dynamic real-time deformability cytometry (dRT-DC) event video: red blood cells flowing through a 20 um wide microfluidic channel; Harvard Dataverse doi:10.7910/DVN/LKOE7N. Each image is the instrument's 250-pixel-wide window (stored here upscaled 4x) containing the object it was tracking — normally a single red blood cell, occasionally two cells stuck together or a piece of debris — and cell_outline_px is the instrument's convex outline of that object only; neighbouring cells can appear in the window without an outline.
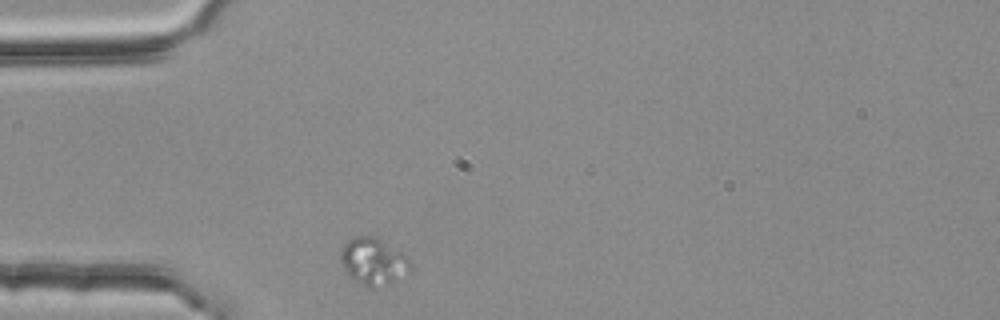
{"species": "common noctule bat (a hibernating species)", "species_latin": "Nyctalus noctula", "temperature_condition": "room temperature", "stored_images_in_passage": 1, "camera_frame_rate_fps": 3000, "um_per_image_px": 0.085, "animal": {"sex": "female", "body_mass_g": 25.1}, "frame": {"image": 1, "passage_image": 1, "time_ms": 0.0, "image_size_px": [1000, 320], "cell_outline_px": [[412, 268], [408, 272], [396, 280], [388, 284], [372, 288], [368, 288], [348, 276], [340, 260], [340, 248], [348, 240], [356, 236], [376, 236], [408, 256], [412, 264]], "centroid_in_image_um": [31.73, 22.21], "position_along_channel_um": 53.3, "area_um2": 19.31}}